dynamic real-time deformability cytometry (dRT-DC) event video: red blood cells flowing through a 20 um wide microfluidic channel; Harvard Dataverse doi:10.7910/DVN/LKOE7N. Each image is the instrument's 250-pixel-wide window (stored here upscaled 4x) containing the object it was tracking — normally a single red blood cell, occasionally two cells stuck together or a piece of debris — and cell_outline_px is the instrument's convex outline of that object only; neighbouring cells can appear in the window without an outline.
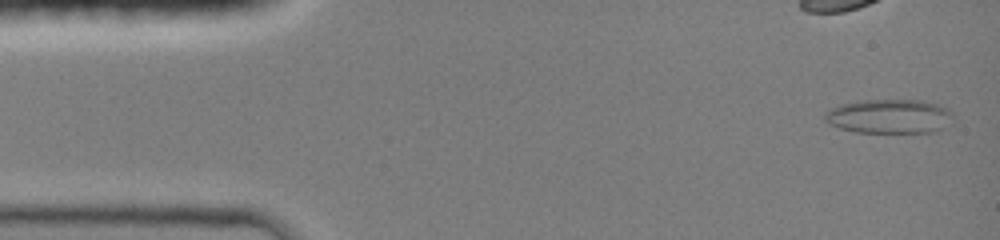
{"species": "common noctule bat (a hibernating species)", "species_latin": "Nyctalus noctula", "temperature_condition": "room temperature", "stored_images_in_passage": 41, "camera_frame_rate_fps": 3000, "um_per_image_px": 0.085, "animal": {"sex": "female", "body_mass_g": 19.0, "forearm_length_mm": 51.5}, "frame": {"image": 1, "passage_image": 2, "time_ms": 0.333, "image_size_px": [1000, 240], "cell_outline_px": [[952, 124], [944, 128], [932, 132], [856, 132], [840, 128], [828, 124], [824, 120], [824, 112], [840, 104], [856, 100], [920, 100], [936, 104], [952, 112]], "centroid_in_image_um": [75.57, 9.89], "position_along_channel_um": 9.4, "area_um2": 25.72}}
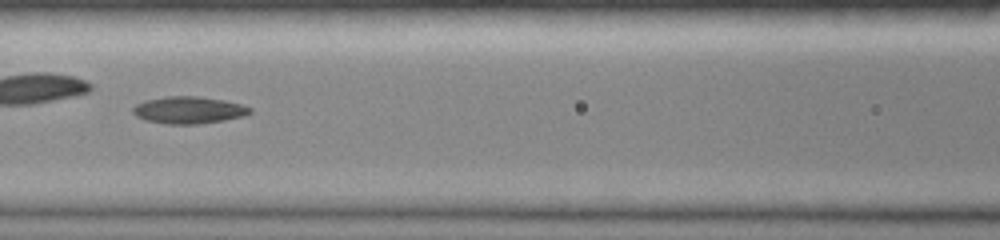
{"frame": {"image": 2, "passage_image": 20, "time_ms": 6.333, "image_size_px": [1000, 240], "cell_outline_px": [[252, 112], [244, 116], [224, 120], [196, 124], [164, 124], [148, 120], [136, 116], [132, 112], [132, 108], [136, 104], [144, 100], [164, 96], [196, 96], [224, 100], [240, 104], [252, 108]], "centroid_in_image_um": [16.02, 9.35], "position_along_channel_um": 150.6, "area_um2": 18.5}}
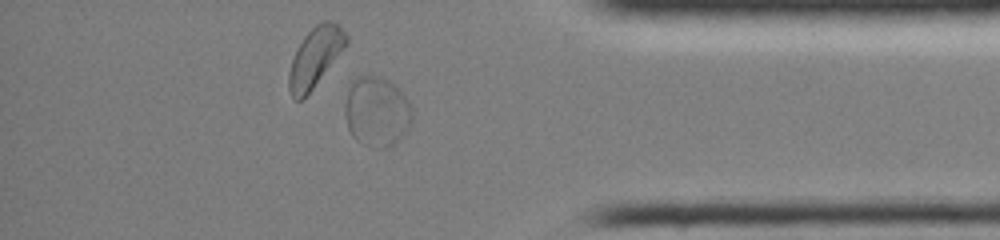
{"frame": {"image": 3, "passage_image": 39, "time_ms": 12.667, "image_size_px": [1000, 240], "cell_outline_px": [[412, 116], [408, 128], [388, 148], [384, 148], [356, 140], [352, 136], [348, 128], [344, 116], [344, 104], [348, 88], [356, 76], [376, 76], [388, 80], [396, 84], [412, 108]], "centroid_in_image_um": [31.99, 9.44], "position_along_channel_um": 403.2, "area_um2": 27.11}, "authors_computed_cell_mechanics": {"area_um2": 19.363, "velocity_mm_per_s": 4.1733, "shape_relaxation_time_tau1_ms": null, "shape_relaxation_time_tau2_ms": 2.3705, "deformation_change_tau1": null, "deformation_change_tau2": 0.0718}}